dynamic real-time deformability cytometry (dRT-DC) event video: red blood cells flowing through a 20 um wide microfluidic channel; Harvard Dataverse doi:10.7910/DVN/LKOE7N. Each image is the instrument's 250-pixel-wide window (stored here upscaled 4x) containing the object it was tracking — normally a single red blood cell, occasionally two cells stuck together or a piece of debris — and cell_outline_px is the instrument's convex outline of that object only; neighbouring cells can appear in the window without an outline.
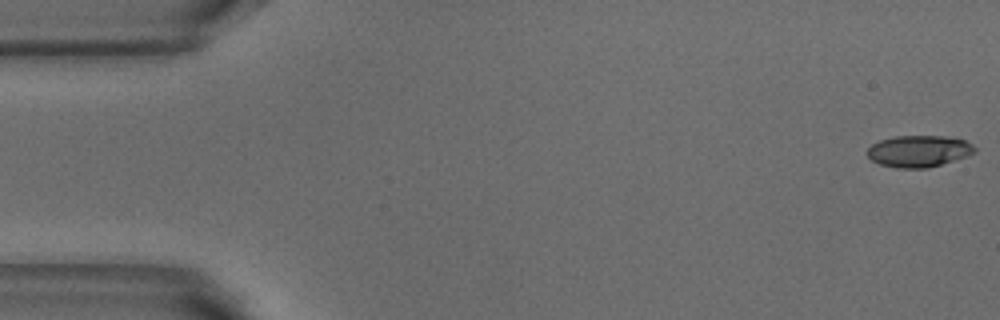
{"species": "common noctule bat (a hibernating species)", "species_latin": "Nyctalus noctula", "temperature_condition": "warm", "stored_images_in_passage": 5, "camera_frame_rate_fps": 3000, "um_per_image_px": 0.085, "animal": {"sex": "male", "body_mass_g": 18.8}, "frame": {"image": 1, "passage_image": 1, "time_ms": 0.0, "image_size_px": [1000, 320], "cell_outline_px": [[976, 152], [928, 168], [896, 168], [880, 164], [872, 160], [868, 156], [868, 148], [872, 144], [880, 140], [896, 136], [944, 136], [964, 140], [972, 144], [976, 148]], "centroid_in_image_um": [78.08, 12.84], "position_along_channel_um": 6.9, "area_um2": 19.54}}
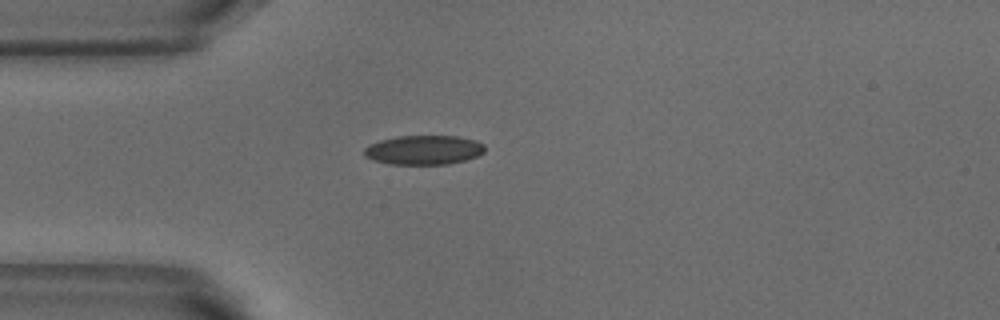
{"frame": {"image": 2, "passage_image": 5, "time_ms": 1.333, "image_size_px": [1000, 320], "cell_outline_px": [[484, 152], [476, 156], [464, 160], [448, 164], [388, 164], [372, 160], [364, 156], [364, 148], [368, 144], [380, 140], [396, 136], [456, 136], [476, 140], [484, 144]], "centroid_in_image_um": [35.98, 12.74], "position_along_channel_um": 49.0, "area_um2": 20.69}}